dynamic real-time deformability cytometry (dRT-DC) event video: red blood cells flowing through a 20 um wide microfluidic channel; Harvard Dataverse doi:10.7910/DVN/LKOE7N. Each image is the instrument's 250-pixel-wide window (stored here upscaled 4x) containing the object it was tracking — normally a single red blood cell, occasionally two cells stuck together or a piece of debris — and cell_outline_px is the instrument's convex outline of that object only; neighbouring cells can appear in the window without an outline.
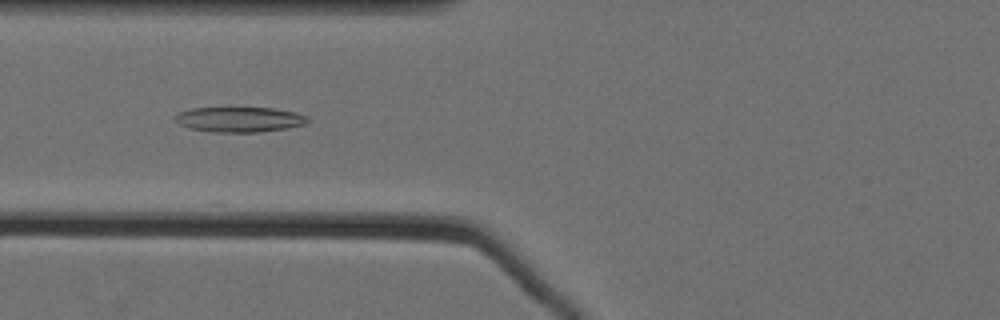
{"species": "Egyptian fruit bat (a non-hibernating species)", "species_latin": "Rousettus aegyptiacus", "temperature_condition": "cold", "stored_images_in_passage": 62, "camera_frame_rate_fps": 3000, "um_per_image_px": 0.085, "animal": {"sex": "female"}, "frame": {"image": 1, "passage_image": 29, "time_ms": 9.333, "image_size_px": [1000, 320], "cell_outline_px": [[312, 120], [304, 124], [288, 128], [260, 132], [212, 132], [188, 128], [180, 124], [176, 120], [176, 116], [180, 112], [192, 108], [272, 108], [296, 112], [308, 116]], "centroid_in_image_um": [20.42, 10.16], "position_along_channel_um": 105.4, "area_um2": 19.42}}
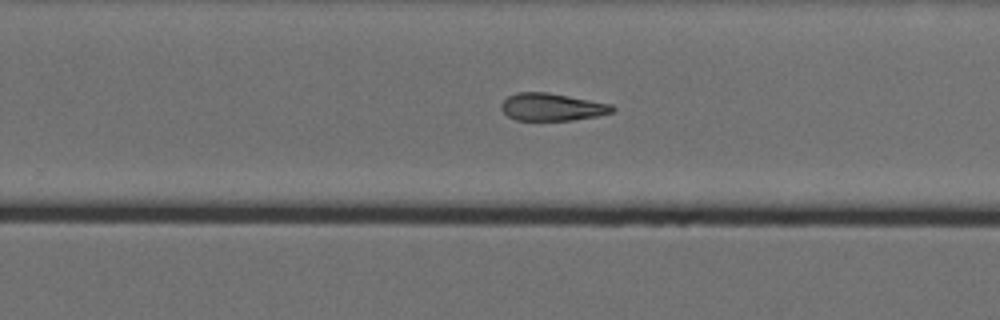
{"frame": {"image": 2, "passage_image": 44, "time_ms": 14.333, "image_size_px": [1000, 320], "cell_outline_px": [[616, 108], [612, 112], [596, 116], [572, 120], [516, 120], [508, 116], [500, 108], [500, 104], [508, 96], [516, 92], [548, 92], [612, 104]], "centroid_in_image_um": [46.9, 9.09], "position_along_channel_um": 282.9, "area_um2": 17.8}}
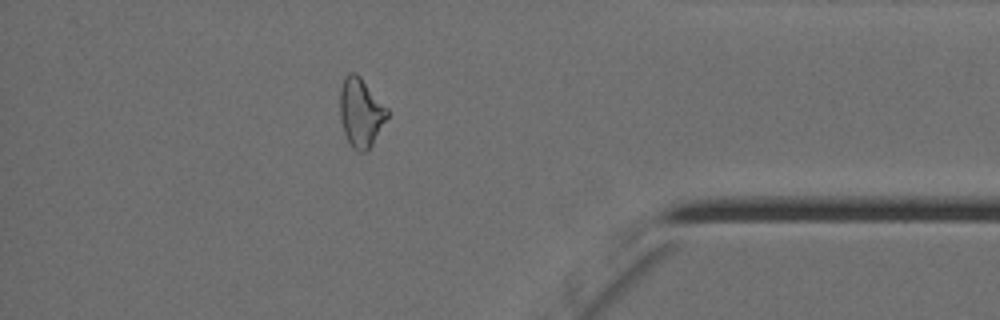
{"frame": {"image": 3, "passage_image": 56, "time_ms": 18.333, "image_size_px": [1000, 320], "cell_outline_px": [[388, 116], [372, 144], [364, 152], [360, 152], [352, 148], [348, 144], [344, 132], [340, 116], [340, 88], [344, 76], [348, 72], [356, 72], [360, 76], [388, 108]], "centroid_in_image_um": [30.65, 9.54], "position_along_channel_um": 404.6, "area_um2": 19.02}}